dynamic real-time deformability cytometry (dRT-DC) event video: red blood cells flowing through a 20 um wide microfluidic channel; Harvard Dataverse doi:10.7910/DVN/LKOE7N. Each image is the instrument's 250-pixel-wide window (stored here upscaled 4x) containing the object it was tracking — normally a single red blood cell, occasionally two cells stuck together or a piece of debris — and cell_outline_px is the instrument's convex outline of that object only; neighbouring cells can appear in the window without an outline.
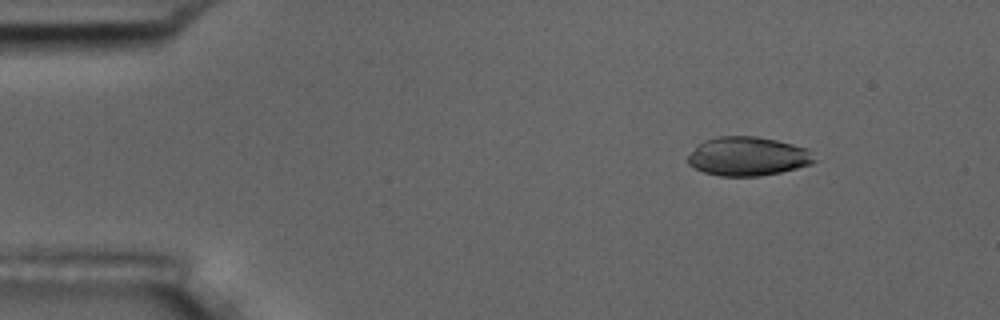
{"species": "common noctule bat (a hibernating species)", "species_latin": "Nyctalus noctula", "temperature_condition": "room temperature", "stored_images_in_passage": 4, "camera_frame_rate_fps": 3000, "um_per_image_px": 0.085, "animal": {"sex": "male", "body_mass_g": 17.5, "forearm_length_mm": 52.3}, "frame": {"image": 1, "passage_image": 2, "time_ms": 1.333, "image_size_px": [1000, 320], "cell_outline_px": [[816, 160], [812, 164], [780, 172], [760, 176], [720, 176], [704, 172], [688, 164], [688, 156], [704, 140], [716, 136], [756, 136], [776, 140], [808, 148], [812, 152]], "centroid_in_image_um": [63.59, 13.28], "position_along_channel_um": 21.4, "area_um2": 28.61}}